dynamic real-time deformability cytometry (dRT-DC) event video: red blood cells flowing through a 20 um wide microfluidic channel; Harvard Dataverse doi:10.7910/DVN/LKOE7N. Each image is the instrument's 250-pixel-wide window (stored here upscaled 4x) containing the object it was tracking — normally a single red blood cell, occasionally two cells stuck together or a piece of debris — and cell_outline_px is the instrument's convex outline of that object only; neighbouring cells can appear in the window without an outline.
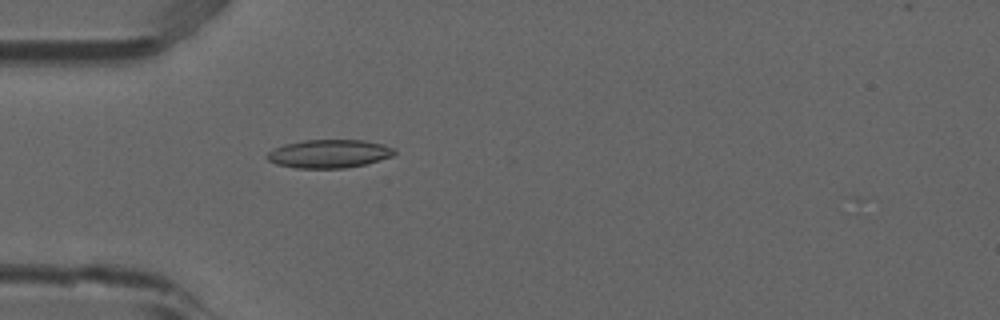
{"species": "common noctule bat (a hibernating species)", "species_latin": "Nyctalus noctula", "temperature_condition": "room temperature", "stored_images_in_passage": 1, "camera_frame_rate_fps": 3000, "um_per_image_px": 0.085, "animal": {"sex": "male", "forearm_length_mm": 52.5}, "frame": {"image": 1, "passage_image": 1, "time_ms": 0.0, "image_size_px": [1000, 320], "cell_outline_px": [[396, 152], [392, 156], [364, 164], [344, 168], [296, 168], [276, 164], [268, 160], [264, 156], [268, 152], [284, 144], [304, 140], [364, 140], [384, 144], [392, 148]], "centroid_in_image_um": [27.94, 13.06], "position_along_channel_um": 57.1, "area_um2": 20.92}}